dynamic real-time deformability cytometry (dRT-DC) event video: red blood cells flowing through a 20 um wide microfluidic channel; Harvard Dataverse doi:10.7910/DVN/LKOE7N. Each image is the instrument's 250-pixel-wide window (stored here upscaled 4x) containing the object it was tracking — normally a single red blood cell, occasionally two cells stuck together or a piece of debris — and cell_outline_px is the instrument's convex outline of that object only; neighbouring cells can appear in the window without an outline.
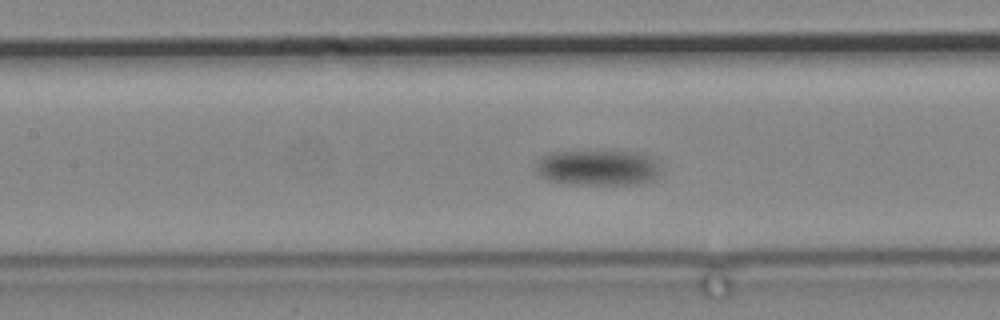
{"species": "common noctule bat (a hibernating species)", "species_latin": "Nyctalus noctula", "temperature_condition": "cold", "stored_images_in_passage": 68, "camera_frame_rate_fps": 3000, "um_per_image_px": 0.085, "animal": {"sex": "male", "body_mass_g": 19.2, "forearm_length_mm": 51.8}, "frame": {"image": 1, "passage_image": 23, "time_ms": 7.333, "image_size_px": [1000, 320], "cell_outline_px": [[660, 172], [652, 180], [640, 184], [564, 184], [548, 180], [540, 176], [536, 172], [536, 164], [540, 156], [548, 152], [596, 148], [644, 152], [660, 168]], "centroid_in_image_um": [50.76, 14.19], "position_along_channel_um": 156.6, "area_um2": 27.28}}
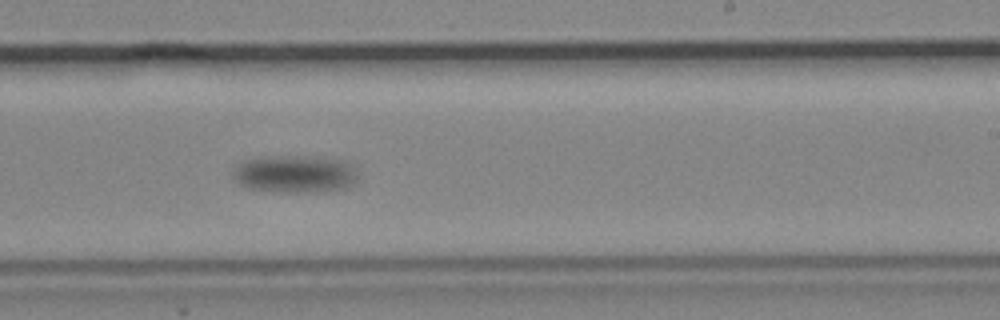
{"frame": {"image": 2, "passage_image": 36, "time_ms": 11.667, "image_size_px": [1000, 320], "cell_outline_px": [[356, 180], [352, 184], [344, 188], [320, 192], [276, 192], [248, 188], [236, 184], [232, 176], [232, 168], [240, 160], [268, 156], [316, 156], [344, 160], [352, 164], [356, 172]], "centroid_in_image_um": [24.99, 14.78], "position_along_channel_um": 264.0, "area_um2": 28.03}}
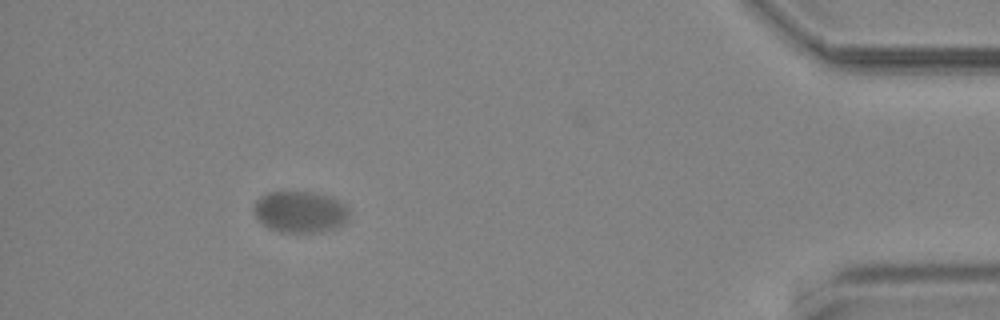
{"frame": {"image": 3, "passage_image": 61, "time_ms": 20.0, "image_size_px": [1000, 320], "cell_outline_px": [[348, 220], [344, 224], [336, 228], [320, 232], [280, 232], [268, 228], [256, 216], [252, 208], [256, 200], [260, 196], [268, 192], [312, 192], [332, 196], [344, 204], [348, 208]], "centroid_in_image_um": [25.52, 18.0], "position_along_channel_um": 409.7, "area_um2": 23.24}}